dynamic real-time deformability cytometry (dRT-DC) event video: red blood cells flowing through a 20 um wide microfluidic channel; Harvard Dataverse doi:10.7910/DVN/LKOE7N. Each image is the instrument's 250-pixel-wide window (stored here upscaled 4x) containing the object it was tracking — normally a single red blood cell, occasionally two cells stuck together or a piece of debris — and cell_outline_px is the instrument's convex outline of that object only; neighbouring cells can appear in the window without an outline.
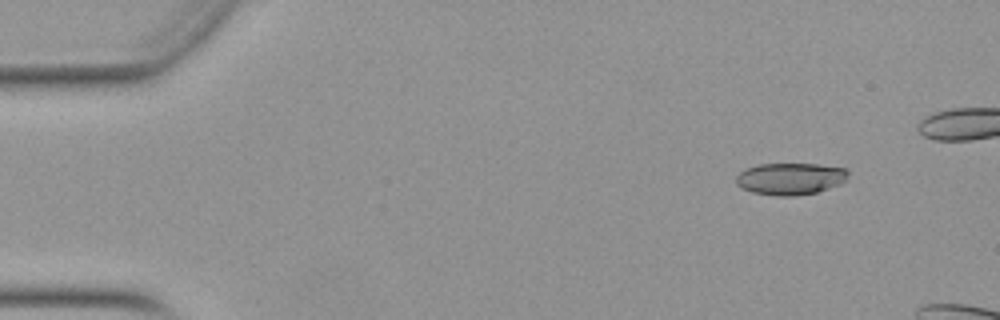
{"species": "Egyptian fruit bat (a non-hibernating species)", "species_latin": "Rousettus aegyptiacus", "temperature_condition": "warm", "stored_images_in_passage": 47, "camera_frame_rate_fps": 3000, "um_per_image_px": 0.085, "animal": {"sex": "female"}, "frame": {"image": 1, "passage_image": 6, "time_ms": 1.667, "image_size_px": [1000, 320], "cell_outline_px": [[848, 180], [840, 184], [816, 192], [796, 196], [776, 196], [752, 192], [736, 184], [736, 176], [744, 168], [756, 164], [816, 164], [848, 168]], "centroid_in_image_um": [67.19, 15.18], "position_along_channel_um": 17.8, "area_um2": 21.04}}
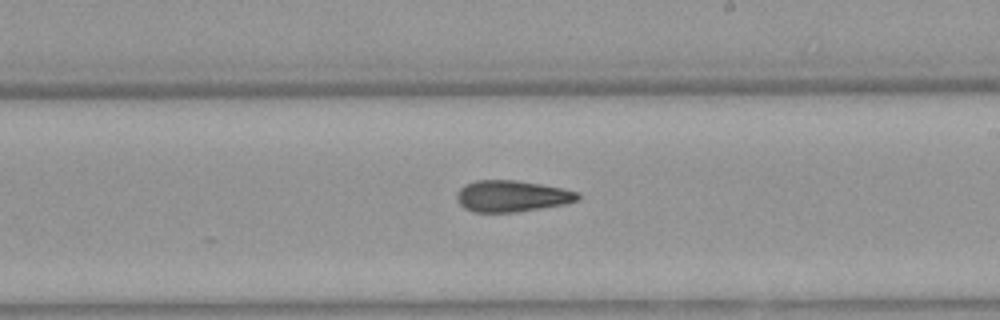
{"frame": {"image": 2, "passage_image": 31, "time_ms": 10.0, "image_size_px": [1000, 320], "cell_outline_px": [[580, 196], [576, 200], [564, 204], [516, 212], [472, 212], [464, 208], [456, 200], [456, 192], [464, 184], [476, 180], [516, 180], [540, 184], [580, 192]], "centroid_in_image_um": [43.45, 16.67], "position_along_channel_um": 245.6, "area_um2": 22.14}}
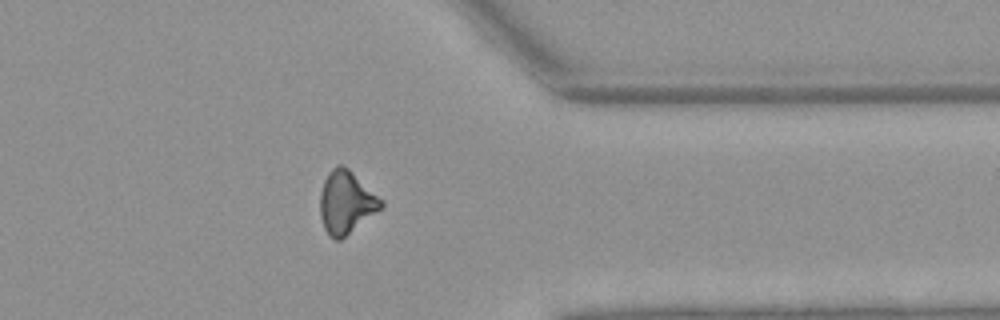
{"frame": {"image": 3, "passage_image": 42, "time_ms": 13.667, "image_size_px": [1000, 320], "cell_outline_px": [[384, 204], [380, 208], [340, 240], [336, 240], [328, 236], [324, 228], [320, 216], [320, 192], [324, 180], [328, 172], [336, 164], [344, 164], [384, 200]], "centroid_in_image_um": [29.4, 17.16], "position_along_channel_um": 382.0, "area_um2": 22.25}}